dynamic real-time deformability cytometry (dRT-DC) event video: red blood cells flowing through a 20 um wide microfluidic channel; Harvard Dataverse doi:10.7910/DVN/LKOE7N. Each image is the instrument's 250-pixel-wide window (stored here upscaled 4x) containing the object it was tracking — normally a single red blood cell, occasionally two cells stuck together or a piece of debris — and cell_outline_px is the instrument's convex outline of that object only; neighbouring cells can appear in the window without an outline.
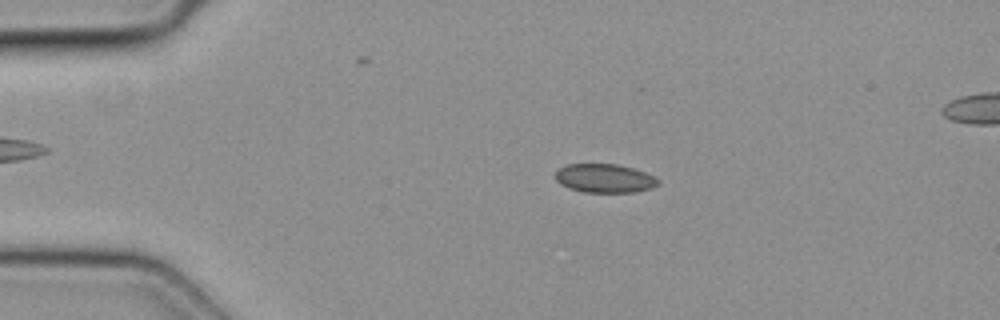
{"species": "common noctule bat (a hibernating species)", "species_latin": "Nyctalus noctula", "temperature_condition": "cold", "stored_images_in_passage": 44, "segment_of_instrument_passage": [1, 2], "camera_frame_rate_fps": 3000, "um_per_image_px": 0.085, "animal": {"sex": "female", "body_mass_g": 19.3, "forearm_length_mm": 54.1}, "frame": {"image": 1, "passage_image": 5, "time_ms": 1.333, "image_size_px": [1000, 320], "cell_outline_px": [[660, 184], [652, 188], [636, 192], [584, 192], [568, 188], [560, 184], [556, 180], [556, 172], [560, 168], [568, 164], [616, 164], [632, 168], [644, 172], [660, 180]], "centroid_in_image_um": [51.4, 15.16], "position_along_channel_um": 33.6, "area_um2": 17.17}}
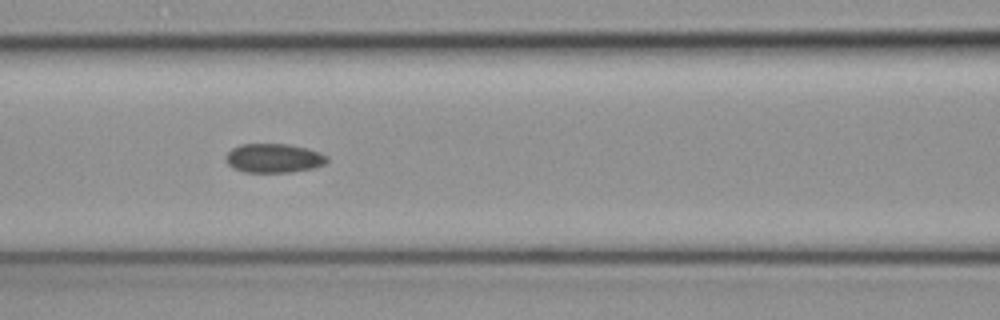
{"frame": {"image": 2, "passage_image": 16, "time_ms": 5.0, "image_size_px": [1000, 320], "cell_outline_px": [[328, 160], [324, 164], [312, 168], [288, 172], [244, 172], [228, 164], [228, 152], [232, 148], [240, 144], [288, 144], [308, 148], [320, 152], [328, 156]], "centroid_in_image_um": [23.32, 13.43], "position_along_channel_um": 143.3, "area_um2": 16.94}}
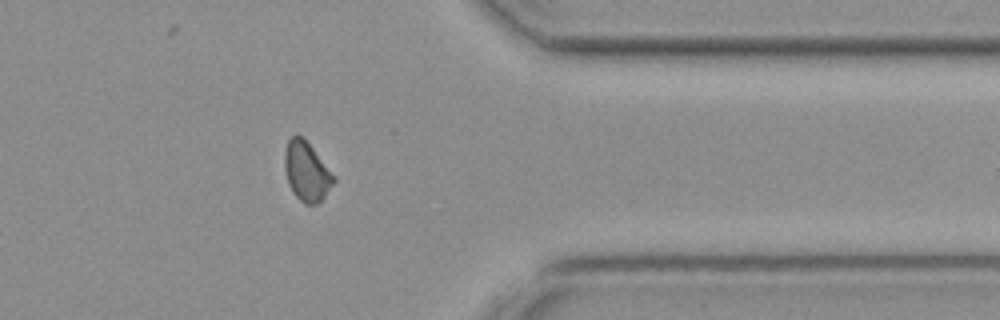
{"frame": {"image": 3, "passage_image": 34, "time_ms": 11.0, "image_size_px": [1000, 320], "cell_outline_px": [[336, 180], [324, 196], [316, 204], [304, 204], [292, 192], [288, 184], [284, 168], [284, 152], [288, 140], [292, 136], [300, 136], [312, 148], [336, 176]], "centroid_in_image_um": [26.05, 14.6], "position_along_channel_um": 385.3, "area_um2": 16.76}}